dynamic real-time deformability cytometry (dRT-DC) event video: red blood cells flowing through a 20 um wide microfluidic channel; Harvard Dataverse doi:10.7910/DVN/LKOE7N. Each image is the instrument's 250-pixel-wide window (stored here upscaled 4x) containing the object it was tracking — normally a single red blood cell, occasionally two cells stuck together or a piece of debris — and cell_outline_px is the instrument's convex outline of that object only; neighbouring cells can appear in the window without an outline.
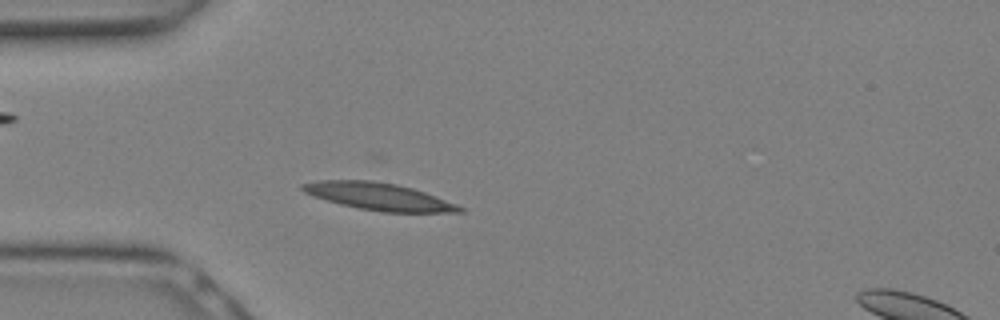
{"species": "Egyptian fruit bat (a non-hibernating species)", "species_latin": "Rousettus aegyptiacus", "temperature_condition": "warm", "stored_images_in_passage": 10, "camera_frame_rate_fps": 3000, "um_per_image_px": 0.085, "animal": {"sex": "female"}, "frame": {"image": 1, "passage_image": 6, "time_ms": 1.667, "image_size_px": [1000, 320], "cell_outline_px": [[464, 212], [384, 212], [360, 208], [340, 204], [312, 196], [304, 192], [300, 188], [300, 184], [316, 180], [372, 180], [396, 184], [412, 188], [424, 192], [456, 204], [464, 208]], "centroid_in_image_um": [32.14, 16.69], "position_along_channel_um": 52.9, "area_um2": 24.8}}
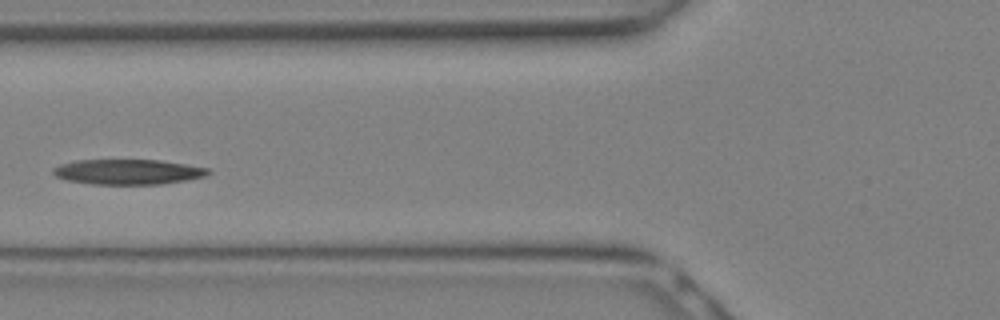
{"frame": {"image": 2, "passage_image": 9, "time_ms": 2.667, "image_size_px": [1000, 320], "cell_outline_px": [[212, 172], [204, 176], [184, 180], [160, 184], [92, 184], [68, 180], [56, 176], [52, 172], [52, 168], [60, 164], [76, 160], [160, 160], [208, 168]], "centroid_in_image_um": [10.85, 14.6], "position_along_channel_um": 115.0, "area_um2": 22.54}}